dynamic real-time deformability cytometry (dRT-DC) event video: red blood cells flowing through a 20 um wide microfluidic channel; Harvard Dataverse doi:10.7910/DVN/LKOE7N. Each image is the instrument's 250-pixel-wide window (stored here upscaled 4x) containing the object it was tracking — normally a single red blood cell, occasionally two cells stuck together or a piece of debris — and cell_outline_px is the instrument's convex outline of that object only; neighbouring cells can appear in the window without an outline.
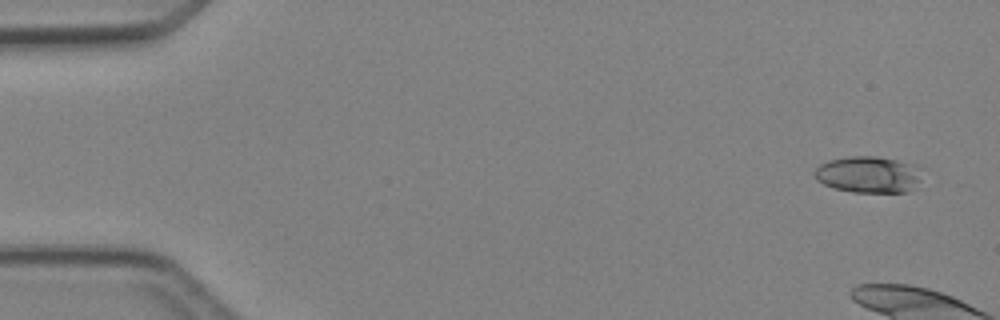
{"species": "Egyptian fruit bat (a non-hibernating species)", "species_latin": "Rousettus aegyptiacus", "temperature_condition": "cold", "stored_images_in_passage": 5, "camera_frame_rate_fps": 3000, "um_per_image_px": 0.085, "animal": {"sex": "female"}, "frame": {"image": 1, "passage_image": 1, "time_ms": 0.0, "image_size_px": [1000, 320], "cell_outline_px": [[924, 168], [920, 180], [912, 188], [904, 192], [852, 192], [832, 188], [816, 180], [812, 172], [820, 164], [828, 160], [848, 156], [876, 156], [924, 164]], "centroid_in_image_um": [73.87, 14.81], "position_along_channel_um": 11.1, "area_um2": 23.64}}